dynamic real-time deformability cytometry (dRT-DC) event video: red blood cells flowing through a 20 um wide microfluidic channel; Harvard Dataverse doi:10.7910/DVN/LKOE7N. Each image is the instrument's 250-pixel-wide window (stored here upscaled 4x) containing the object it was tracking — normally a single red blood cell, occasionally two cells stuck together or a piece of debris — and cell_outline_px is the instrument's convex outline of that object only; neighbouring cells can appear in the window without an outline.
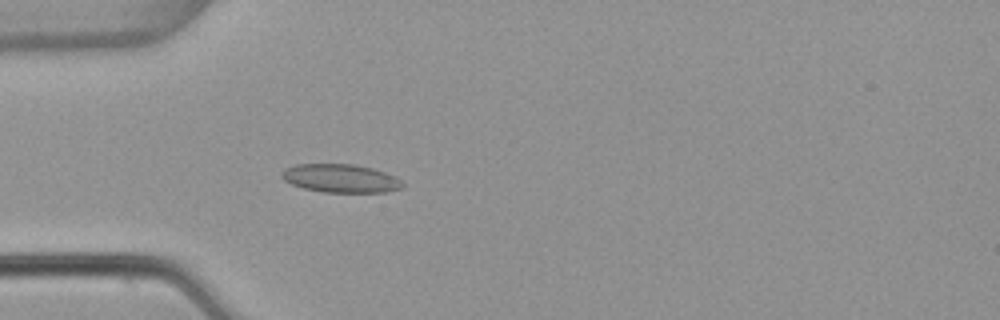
{"species": "common noctule bat (a hibernating species)", "species_latin": "Nyctalus noctula", "temperature_condition": "warm", "stored_images_in_passage": 44, "camera_frame_rate_fps": 3000, "um_per_image_px": 0.085, "animal": {"sex": "female", "body_mass_g": 22.7, "forearm_length_mm": 54.2}, "frame": {"image": 1, "passage_image": 9, "time_ms": 2.667, "image_size_px": [1000, 320], "cell_outline_px": [[404, 188], [388, 192], [324, 192], [304, 188], [292, 184], [284, 180], [280, 176], [280, 172], [284, 168], [296, 164], [352, 164], [372, 168], [396, 176], [404, 184]], "centroid_in_image_um": [28.96, 15.16], "position_along_channel_um": 56.0, "area_um2": 20.11}}